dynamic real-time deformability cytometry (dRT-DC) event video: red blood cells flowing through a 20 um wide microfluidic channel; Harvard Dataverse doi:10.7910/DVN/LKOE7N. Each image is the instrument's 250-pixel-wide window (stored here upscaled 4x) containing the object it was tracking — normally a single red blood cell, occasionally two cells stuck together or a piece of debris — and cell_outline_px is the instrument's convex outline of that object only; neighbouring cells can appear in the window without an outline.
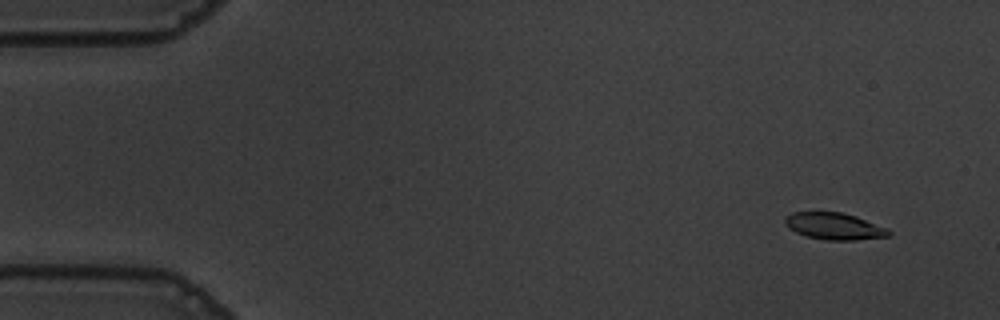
{"species": "common noctule bat (a hibernating species)", "species_latin": "Nyctalus noctula", "temperature_condition": "warm", "stored_images_in_passage": 56, "camera_frame_rate_fps": 3000, "um_per_image_px": 0.085, "animal": {"sex": "male", "body_mass_g": 19.5, "forearm_length_mm": 54.6}, "frame": {"image": 1, "passage_image": 5, "time_ms": 1.333, "image_size_px": [1000, 320], "cell_outline_px": [[892, 232], [888, 236], [856, 240], [828, 240], [808, 236], [796, 232], [788, 228], [784, 220], [784, 216], [792, 212], [840, 212], [856, 216], [888, 228]], "centroid_in_image_um": [70.91, 19.22], "position_along_channel_um": 14.1, "area_um2": 16.18}}
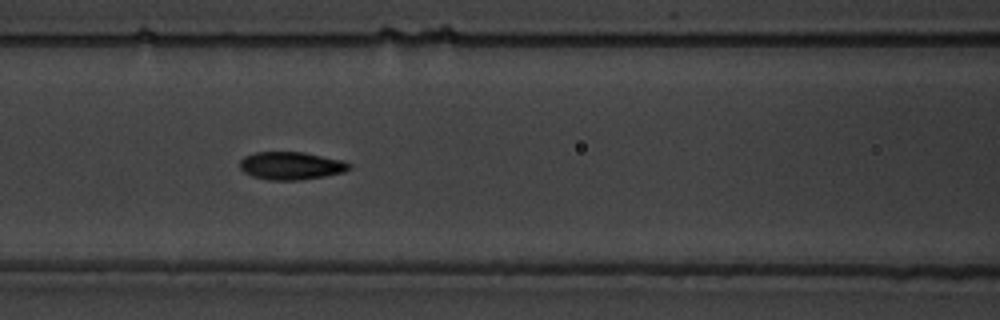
{"frame": {"image": 2, "passage_image": 25, "time_ms": 8.0, "image_size_px": [1000, 320], "cell_outline_px": [[352, 168], [344, 172], [324, 176], [300, 180], [268, 180], [252, 176], [244, 172], [240, 168], [240, 160], [244, 156], [256, 152], [304, 152], [340, 160], [352, 164]], "centroid_in_image_um": [24.73, 14.09], "position_along_channel_um": 141.9, "area_um2": 17.74}}
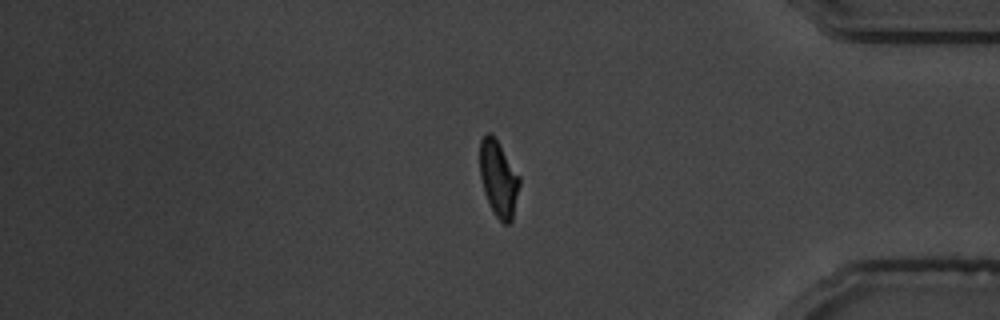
{"frame": {"image": 3, "passage_image": 48, "time_ms": 15.667, "image_size_px": [1000, 320], "cell_outline_px": [[520, 184], [512, 220], [508, 224], [504, 224], [496, 216], [484, 192], [480, 176], [480, 140], [488, 132], [496, 140], [520, 176]], "centroid_in_image_um": [42.38, 15.21], "position_along_channel_um": 392.8, "area_um2": 17.17}}